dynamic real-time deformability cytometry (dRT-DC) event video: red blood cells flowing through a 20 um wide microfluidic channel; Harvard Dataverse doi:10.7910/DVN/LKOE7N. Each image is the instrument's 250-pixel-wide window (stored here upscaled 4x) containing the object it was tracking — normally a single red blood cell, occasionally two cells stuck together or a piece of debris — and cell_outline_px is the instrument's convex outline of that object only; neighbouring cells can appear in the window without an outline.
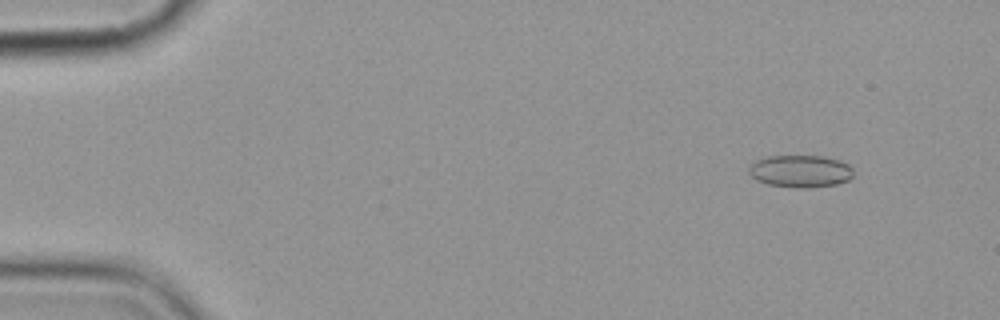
{"species": "common noctule bat (a hibernating species)", "species_latin": "Nyctalus noctula", "temperature_condition": "cold", "stored_images_in_passage": 6, "camera_frame_rate_fps": 3000, "um_per_image_px": 0.085, "animal": {"sex": "female", "body_mass_g": 19.9}, "frame": {"image": 1, "passage_image": 2, "time_ms": 1.333, "image_size_px": [1000, 320], "cell_outline_px": [[852, 176], [848, 180], [836, 184], [812, 188], [796, 188], [768, 184], [756, 180], [748, 172], [748, 168], [756, 160], [768, 156], [824, 156], [840, 160], [848, 164], [852, 168]], "centroid_in_image_um": [68.03, 14.55], "position_along_channel_um": 17.0, "area_um2": 19.77}}